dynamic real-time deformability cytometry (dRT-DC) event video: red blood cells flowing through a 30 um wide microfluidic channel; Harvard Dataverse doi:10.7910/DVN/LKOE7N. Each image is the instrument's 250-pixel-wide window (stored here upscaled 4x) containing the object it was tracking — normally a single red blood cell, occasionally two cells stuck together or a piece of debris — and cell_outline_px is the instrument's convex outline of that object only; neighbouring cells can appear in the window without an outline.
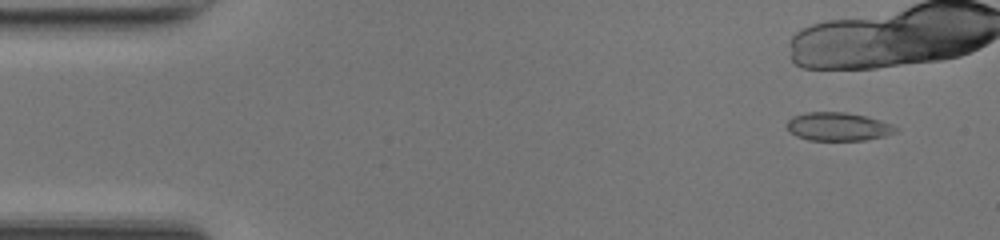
{"species": "common noctule bat (a hibernating species)", "species_latin": "Nyctalus noctula", "temperature_condition": "room temperature", "stored_images_in_passage": 11, "camera_frame_rate_fps": 3000, "um_per_image_px": 0.085, "animal": {"sex": "female", "body_mass_g": 17.0, "forearm_length_mm": 48.0}, "frame": {"image": 1, "passage_image": 4, "time_ms": 1.0, "image_size_px": [1000, 240], "cell_outline_px": [[900, 128], [896, 132], [884, 136], [864, 140], [808, 140], [796, 136], [784, 124], [792, 116], [808, 112], [844, 112], [864, 116], [880, 120], [892, 124]], "centroid_in_image_um": [71.23, 10.76], "position_along_channel_um": 13.8, "area_um2": 17.98}}